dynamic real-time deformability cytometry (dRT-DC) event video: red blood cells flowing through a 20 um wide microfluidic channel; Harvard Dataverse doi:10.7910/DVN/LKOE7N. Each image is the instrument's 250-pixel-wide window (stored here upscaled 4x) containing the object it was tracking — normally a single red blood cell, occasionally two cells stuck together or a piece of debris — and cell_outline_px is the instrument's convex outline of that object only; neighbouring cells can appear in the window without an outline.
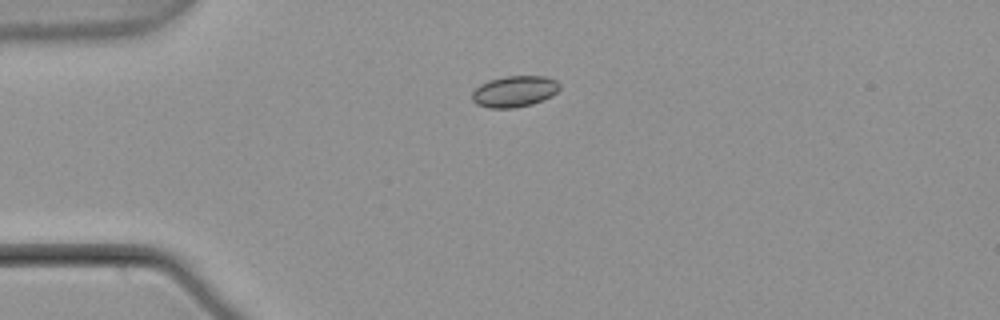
{"species": "common noctule bat (a hibernating species)", "species_latin": "Nyctalus noctula", "temperature_condition": "warm", "stored_images_in_passage": 5, "camera_frame_rate_fps": 3000, "um_per_image_px": 0.085, "animal": {"sex": "male", "body_mass_g": 21.5, "forearm_length_mm": 52.0}, "frame": {"image": 1, "passage_image": 4, "time_ms": 1.0, "image_size_px": [1000, 320], "cell_outline_px": [[560, 88], [552, 96], [532, 104], [512, 108], [492, 108], [476, 104], [472, 100], [472, 92], [480, 84], [488, 80], [504, 76], [544, 76], [556, 80], [560, 84]], "centroid_in_image_um": [43.72, 7.76], "position_along_channel_um": 41.3, "area_um2": 15.95}}